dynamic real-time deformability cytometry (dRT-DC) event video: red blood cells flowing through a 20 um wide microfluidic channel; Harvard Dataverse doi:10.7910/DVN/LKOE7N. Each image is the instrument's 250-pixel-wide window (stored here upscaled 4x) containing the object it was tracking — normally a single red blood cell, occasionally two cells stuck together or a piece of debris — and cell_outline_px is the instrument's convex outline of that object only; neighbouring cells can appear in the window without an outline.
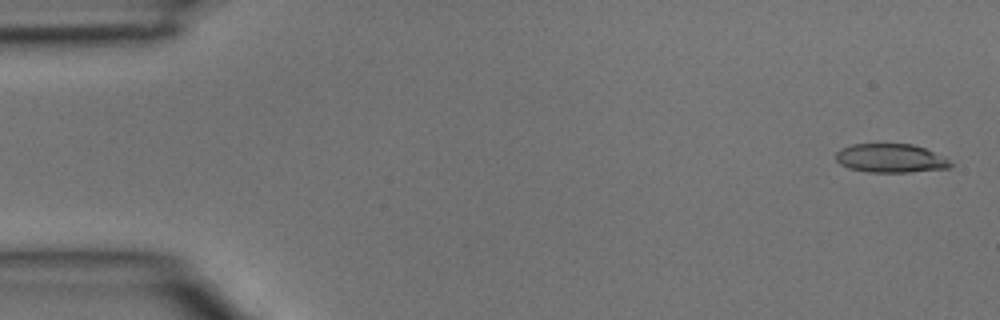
{"species": "common noctule bat (a hibernating species)", "species_latin": "Nyctalus noctula", "temperature_condition": "room temperature", "stored_images_in_passage": 6, "camera_frame_rate_fps": 3000, "um_per_image_px": 0.085, "animal": {"sex": "male", "body_mass_g": 15.6}, "frame": {"image": 1, "passage_image": 1, "time_ms": 0.0, "image_size_px": [1000, 320], "cell_outline_px": [[952, 164], [948, 168], [912, 172], [868, 172], [848, 168], [840, 164], [836, 160], [836, 152], [840, 148], [852, 144], [912, 144], [924, 148], [948, 160]], "centroid_in_image_um": [75.64, 13.45], "position_along_channel_um": 9.4, "area_um2": 19.07}}